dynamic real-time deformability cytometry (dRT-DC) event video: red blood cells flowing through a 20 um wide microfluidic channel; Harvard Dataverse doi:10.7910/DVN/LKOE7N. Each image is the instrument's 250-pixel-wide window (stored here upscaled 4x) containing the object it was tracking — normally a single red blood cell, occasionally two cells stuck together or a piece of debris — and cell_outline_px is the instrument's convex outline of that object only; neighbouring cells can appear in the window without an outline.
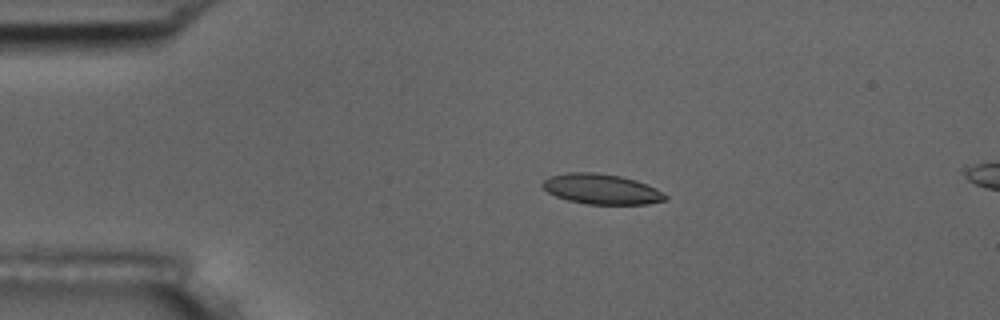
{"species": "common noctule bat (a hibernating species)", "species_latin": "Nyctalus noctula", "temperature_condition": "room temperature", "stored_images_in_passage": 5, "camera_frame_rate_fps": 3000, "um_per_image_px": 0.085, "animal": {"sex": "male", "body_mass_g": 17.5, "forearm_length_mm": 52.3}, "frame": {"image": 1, "passage_image": 4, "time_ms": 3.333, "image_size_px": [1000, 320], "cell_outline_px": [[668, 200], [648, 204], [588, 204], [568, 200], [556, 196], [548, 192], [540, 184], [548, 176], [568, 172], [592, 172], [620, 176], [636, 180], [656, 188], [668, 196]], "centroid_in_image_um": [51.13, 16.07], "position_along_channel_um": 33.9, "area_um2": 21.68}}